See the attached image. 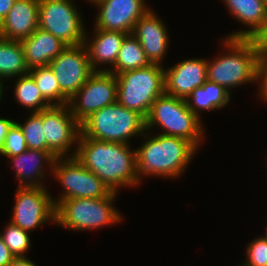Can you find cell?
<instances>
[{"instance_id":"obj_1","label":"cell","mask_w":267,"mask_h":266,"mask_svg":"<svg viewBox=\"0 0 267 266\" xmlns=\"http://www.w3.org/2000/svg\"><path fill=\"white\" fill-rule=\"evenodd\" d=\"M130 144L107 142L80 133L75 157L98 176L113 192L122 187L139 186L136 148Z\"/></svg>"},{"instance_id":"obj_2","label":"cell","mask_w":267,"mask_h":266,"mask_svg":"<svg viewBox=\"0 0 267 266\" xmlns=\"http://www.w3.org/2000/svg\"><path fill=\"white\" fill-rule=\"evenodd\" d=\"M146 131L144 141L136 149L137 174L148 177L179 178L187 170L198 149L188 140ZM156 134V135H155ZM146 139V140H145Z\"/></svg>"},{"instance_id":"obj_3","label":"cell","mask_w":267,"mask_h":266,"mask_svg":"<svg viewBox=\"0 0 267 266\" xmlns=\"http://www.w3.org/2000/svg\"><path fill=\"white\" fill-rule=\"evenodd\" d=\"M220 41L225 50L212 61L207 58V80L223 86L230 93L235 87L257 82L260 60L252 41L225 37Z\"/></svg>"},{"instance_id":"obj_4","label":"cell","mask_w":267,"mask_h":266,"mask_svg":"<svg viewBox=\"0 0 267 266\" xmlns=\"http://www.w3.org/2000/svg\"><path fill=\"white\" fill-rule=\"evenodd\" d=\"M117 195V192H112L102 198H72L60 201L56 205L55 224L67 230L83 232L121 223L123 215L114 204Z\"/></svg>"},{"instance_id":"obj_5","label":"cell","mask_w":267,"mask_h":266,"mask_svg":"<svg viewBox=\"0 0 267 266\" xmlns=\"http://www.w3.org/2000/svg\"><path fill=\"white\" fill-rule=\"evenodd\" d=\"M202 124V119L187 107L185 99L165 93L154 101L146 117V131L160 127L162 130L158 134L186 139L197 149L205 139Z\"/></svg>"},{"instance_id":"obj_6","label":"cell","mask_w":267,"mask_h":266,"mask_svg":"<svg viewBox=\"0 0 267 266\" xmlns=\"http://www.w3.org/2000/svg\"><path fill=\"white\" fill-rule=\"evenodd\" d=\"M80 127L85 137L131 144L132 137L142 136L146 132V119L116 101L91 114Z\"/></svg>"},{"instance_id":"obj_7","label":"cell","mask_w":267,"mask_h":266,"mask_svg":"<svg viewBox=\"0 0 267 266\" xmlns=\"http://www.w3.org/2000/svg\"><path fill=\"white\" fill-rule=\"evenodd\" d=\"M117 101L145 119L154 101L164 92V66L150 64L116 75Z\"/></svg>"},{"instance_id":"obj_8","label":"cell","mask_w":267,"mask_h":266,"mask_svg":"<svg viewBox=\"0 0 267 266\" xmlns=\"http://www.w3.org/2000/svg\"><path fill=\"white\" fill-rule=\"evenodd\" d=\"M52 174L63 188L57 198L52 197L55 206L66 199L102 198L113 192L76 157H57L54 160Z\"/></svg>"},{"instance_id":"obj_9","label":"cell","mask_w":267,"mask_h":266,"mask_svg":"<svg viewBox=\"0 0 267 266\" xmlns=\"http://www.w3.org/2000/svg\"><path fill=\"white\" fill-rule=\"evenodd\" d=\"M73 0H39L38 27L67 46L84 44L86 28Z\"/></svg>"},{"instance_id":"obj_10","label":"cell","mask_w":267,"mask_h":266,"mask_svg":"<svg viewBox=\"0 0 267 266\" xmlns=\"http://www.w3.org/2000/svg\"><path fill=\"white\" fill-rule=\"evenodd\" d=\"M46 187H19L15 190L12 224L31 233L47 222L55 224L56 206Z\"/></svg>"},{"instance_id":"obj_11","label":"cell","mask_w":267,"mask_h":266,"mask_svg":"<svg viewBox=\"0 0 267 266\" xmlns=\"http://www.w3.org/2000/svg\"><path fill=\"white\" fill-rule=\"evenodd\" d=\"M117 101L116 75L106 71H94L85 84L69 99L68 106L81 124L99 109Z\"/></svg>"},{"instance_id":"obj_12","label":"cell","mask_w":267,"mask_h":266,"mask_svg":"<svg viewBox=\"0 0 267 266\" xmlns=\"http://www.w3.org/2000/svg\"><path fill=\"white\" fill-rule=\"evenodd\" d=\"M42 122L47 146L58 157H75L81 127L68 104L43 109Z\"/></svg>"},{"instance_id":"obj_13","label":"cell","mask_w":267,"mask_h":266,"mask_svg":"<svg viewBox=\"0 0 267 266\" xmlns=\"http://www.w3.org/2000/svg\"><path fill=\"white\" fill-rule=\"evenodd\" d=\"M61 92L70 99L94 72L84 44L67 46L50 63Z\"/></svg>"},{"instance_id":"obj_14","label":"cell","mask_w":267,"mask_h":266,"mask_svg":"<svg viewBox=\"0 0 267 266\" xmlns=\"http://www.w3.org/2000/svg\"><path fill=\"white\" fill-rule=\"evenodd\" d=\"M93 5L98 10L93 29L128 35L133 33L136 22L151 9L146 0H100Z\"/></svg>"},{"instance_id":"obj_15","label":"cell","mask_w":267,"mask_h":266,"mask_svg":"<svg viewBox=\"0 0 267 266\" xmlns=\"http://www.w3.org/2000/svg\"><path fill=\"white\" fill-rule=\"evenodd\" d=\"M207 58H192L164 68L166 95L186 99L207 81Z\"/></svg>"},{"instance_id":"obj_16","label":"cell","mask_w":267,"mask_h":266,"mask_svg":"<svg viewBox=\"0 0 267 266\" xmlns=\"http://www.w3.org/2000/svg\"><path fill=\"white\" fill-rule=\"evenodd\" d=\"M150 9L135 24L133 36L139 41L150 64L163 66L168 54L169 35L165 23Z\"/></svg>"},{"instance_id":"obj_17","label":"cell","mask_w":267,"mask_h":266,"mask_svg":"<svg viewBox=\"0 0 267 266\" xmlns=\"http://www.w3.org/2000/svg\"><path fill=\"white\" fill-rule=\"evenodd\" d=\"M58 156L53 151H41L27 149L19 155L9 158L15 176L18 180L19 187H46L45 178L47 176V168L52 173L54 160ZM50 169H49V168Z\"/></svg>"},{"instance_id":"obj_18","label":"cell","mask_w":267,"mask_h":266,"mask_svg":"<svg viewBox=\"0 0 267 266\" xmlns=\"http://www.w3.org/2000/svg\"><path fill=\"white\" fill-rule=\"evenodd\" d=\"M39 0H16L0 23V37L21 41L38 28Z\"/></svg>"},{"instance_id":"obj_19","label":"cell","mask_w":267,"mask_h":266,"mask_svg":"<svg viewBox=\"0 0 267 266\" xmlns=\"http://www.w3.org/2000/svg\"><path fill=\"white\" fill-rule=\"evenodd\" d=\"M92 38L85 33L84 45L88 51L93 71H110L115 66L118 52L124 38L128 35L120 31L93 29ZM90 39V40H89ZM102 65L106 66L103 68ZM108 66V67H107ZM101 67V68H99Z\"/></svg>"},{"instance_id":"obj_20","label":"cell","mask_w":267,"mask_h":266,"mask_svg":"<svg viewBox=\"0 0 267 266\" xmlns=\"http://www.w3.org/2000/svg\"><path fill=\"white\" fill-rule=\"evenodd\" d=\"M20 42L29 69L49 65L67 47L64 42L39 27Z\"/></svg>"},{"instance_id":"obj_21","label":"cell","mask_w":267,"mask_h":266,"mask_svg":"<svg viewBox=\"0 0 267 266\" xmlns=\"http://www.w3.org/2000/svg\"><path fill=\"white\" fill-rule=\"evenodd\" d=\"M222 1L230 15L248 28L229 33V35L226 34L225 38H250L267 19V6L263 0Z\"/></svg>"},{"instance_id":"obj_22","label":"cell","mask_w":267,"mask_h":266,"mask_svg":"<svg viewBox=\"0 0 267 266\" xmlns=\"http://www.w3.org/2000/svg\"><path fill=\"white\" fill-rule=\"evenodd\" d=\"M231 94L223 86L207 80L201 87L194 89L185 101L187 107L201 119L202 110L210 112L228 105Z\"/></svg>"},{"instance_id":"obj_23","label":"cell","mask_w":267,"mask_h":266,"mask_svg":"<svg viewBox=\"0 0 267 266\" xmlns=\"http://www.w3.org/2000/svg\"><path fill=\"white\" fill-rule=\"evenodd\" d=\"M29 70L21 42L0 37V79L11 80Z\"/></svg>"},{"instance_id":"obj_24","label":"cell","mask_w":267,"mask_h":266,"mask_svg":"<svg viewBox=\"0 0 267 266\" xmlns=\"http://www.w3.org/2000/svg\"><path fill=\"white\" fill-rule=\"evenodd\" d=\"M150 65L143 48L133 34L127 35L118 52L115 66L110 68L111 73L117 75L129 70H135Z\"/></svg>"},{"instance_id":"obj_25","label":"cell","mask_w":267,"mask_h":266,"mask_svg":"<svg viewBox=\"0 0 267 266\" xmlns=\"http://www.w3.org/2000/svg\"><path fill=\"white\" fill-rule=\"evenodd\" d=\"M14 82V98L19 105L30 109V112H40L52 106L41 94L30 73L21 75Z\"/></svg>"},{"instance_id":"obj_26","label":"cell","mask_w":267,"mask_h":266,"mask_svg":"<svg viewBox=\"0 0 267 266\" xmlns=\"http://www.w3.org/2000/svg\"><path fill=\"white\" fill-rule=\"evenodd\" d=\"M42 96L51 105H66L69 99L61 92L57 79L49 65L29 70Z\"/></svg>"},{"instance_id":"obj_27","label":"cell","mask_w":267,"mask_h":266,"mask_svg":"<svg viewBox=\"0 0 267 266\" xmlns=\"http://www.w3.org/2000/svg\"><path fill=\"white\" fill-rule=\"evenodd\" d=\"M24 123H16L20 126L27 148L31 150L52 151L46 143L42 122V111L30 112Z\"/></svg>"},{"instance_id":"obj_28","label":"cell","mask_w":267,"mask_h":266,"mask_svg":"<svg viewBox=\"0 0 267 266\" xmlns=\"http://www.w3.org/2000/svg\"><path fill=\"white\" fill-rule=\"evenodd\" d=\"M0 236L15 257L27 256L26 253L32 246L29 232L7 222L4 231L0 232Z\"/></svg>"},{"instance_id":"obj_29","label":"cell","mask_w":267,"mask_h":266,"mask_svg":"<svg viewBox=\"0 0 267 266\" xmlns=\"http://www.w3.org/2000/svg\"><path fill=\"white\" fill-rule=\"evenodd\" d=\"M246 259L242 266H267V240L264 236L255 237L246 246Z\"/></svg>"},{"instance_id":"obj_30","label":"cell","mask_w":267,"mask_h":266,"mask_svg":"<svg viewBox=\"0 0 267 266\" xmlns=\"http://www.w3.org/2000/svg\"><path fill=\"white\" fill-rule=\"evenodd\" d=\"M25 137L20 126L15 122L10 128L0 154L4 157L19 155L27 150Z\"/></svg>"},{"instance_id":"obj_31","label":"cell","mask_w":267,"mask_h":266,"mask_svg":"<svg viewBox=\"0 0 267 266\" xmlns=\"http://www.w3.org/2000/svg\"><path fill=\"white\" fill-rule=\"evenodd\" d=\"M249 39L254 45L259 60H267V19Z\"/></svg>"},{"instance_id":"obj_32","label":"cell","mask_w":267,"mask_h":266,"mask_svg":"<svg viewBox=\"0 0 267 266\" xmlns=\"http://www.w3.org/2000/svg\"><path fill=\"white\" fill-rule=\"evenodd\" d=\"M258 96L267 103V60H260L258 64L257 82Z\"/></svg>"},{"instance_id":"obj_33","label":"cell","mask_w":267,"mask_h":266,"mask_svg":"<svg viewBox=\"0 0 267 266\" xmlns=\"http://www.w3.org/2000/svg\"><path fill=\"white\" fill-rule=\"evenodd\" d=\"M15 258L0 236V266H8Z\"/></svg>"},{"instance_id":"obj_34","label":"cell","mask_w":267,"mask_h":266,"mask_svg":"<svg viewBox=\"0 0 267 266\" xmlns=\"http://www.w3.org/2000/svg\"><path fill=\"white\" fill-rule=\"evenodd\" d=\"M15 122V120L0 116V150L3 148L6 136Z\"/></svg>"},{"instance_id":"obj_35","label":"cell","mask_w":267,"mask_h":266,"mask_svg":"<svg viewBox=\"0 0 267 266\" xmlns=\"http://www.w3.org/2000/svg\"><path fill=\"white\" fill-rule=\"evenodd\" d=\"M16 0H0V23L8 14Z\"/></svg>"},{"instance_id":"obj_36","label":"cell","mask_w":267,"mask_h":266,"mask_svg":"<svg viewBox=\"0 0 267 266\" xmlns=\"http://www.w3.org/2000/svg\"><path fill=\"white\" fill-rule=\"evenodd\" d=\"M8 266H37L27 256L15 257Z\"/></svg>"},{"instance_id":"obj_37","label":"cell","mask_w":267,"mask_h":266,"mask_svg":"<svg viewBox=\"0 0 267 266\" xmlns=\"http://www.w3.org/2000/svg\"><path fill=\"white\" fill-rule=\"evenodd\" d=\"M4 87L6 88L5 86V82L3 80L0 79V102L2 101V98H3V94H4Z\"/></svg>"},{"instance_id":"obj_38","label":"cell","mask_w":267,"mask_h":266,"mask_svg":"<svg viewBox=\"0 0 267 266\" xmlns=\"http://www.w3.org/2000/svg\"><path fill=\"white\" fill-rule=\"evenodd\" d=\"M98 1H100V0H87L85 2L90 3V4H94V3L98 2Z\"/></svg>"},{"instance_id":"obj_39","label":"cell","mask_w":267,"mask_h":266,"mask_svg":"<svg viewBox=\"0 0 267 266\" xmlns=\"http://www.w3.org/2000/svg\"><path fill=\"white\" fill-rule=\"evenodd\" d=\"M264 233H265V234H264V237H265V239L267 240V225H266V230H265Z\"/></svg>"},{"instance_id":"obj_40","label":"cell","mask_w":267,"mask_h":266,"mask_svg":"<svg viewBox=\"0 0 267 266\" xmlns=\"http://www.w3.org/2000/svg\"><path fill=\"white\" fill-rule=\"evenodd\" d=\"M263 2L265 3V5L267 6V0H263Z\"/></svg>"}]
</instances>
